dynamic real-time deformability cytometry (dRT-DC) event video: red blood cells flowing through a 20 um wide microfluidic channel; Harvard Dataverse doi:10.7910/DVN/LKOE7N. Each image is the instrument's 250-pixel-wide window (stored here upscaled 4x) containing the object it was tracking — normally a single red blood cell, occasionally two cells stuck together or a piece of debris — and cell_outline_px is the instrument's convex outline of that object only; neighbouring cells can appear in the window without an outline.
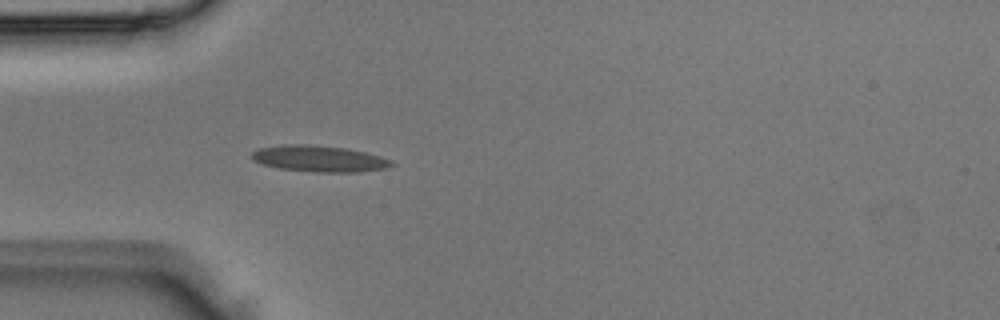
{"species": "Egyptian fruit bat (a non-hibernating species)", "species_latin": "Rousettus aegyptiacus", "temperature_condition": "room temperature", "stored_images_in_passage": 4, "camera_frame_rate_fps": 3000, "um_per_image_px": 0.085, "animal": {"sex": "male"}, "frame": {"image": 1, "passage_image": 4, "time_ms": 1.0, "image_size_px": [1000, 320], "cell_outline_px": [[396, 164], [388, 168], [360, 172], [316, 172], [280, 168], [264, 164], [252, 160], [252, 152], [260, 148], [284, 144], [304, 144], [344, 148], [364, 152], [380, 156], [392, 160]], "centroid_in_image_um": [27.18, 13.49], "position_along_channel_um": 57.8, "area_um2": 21.27}}